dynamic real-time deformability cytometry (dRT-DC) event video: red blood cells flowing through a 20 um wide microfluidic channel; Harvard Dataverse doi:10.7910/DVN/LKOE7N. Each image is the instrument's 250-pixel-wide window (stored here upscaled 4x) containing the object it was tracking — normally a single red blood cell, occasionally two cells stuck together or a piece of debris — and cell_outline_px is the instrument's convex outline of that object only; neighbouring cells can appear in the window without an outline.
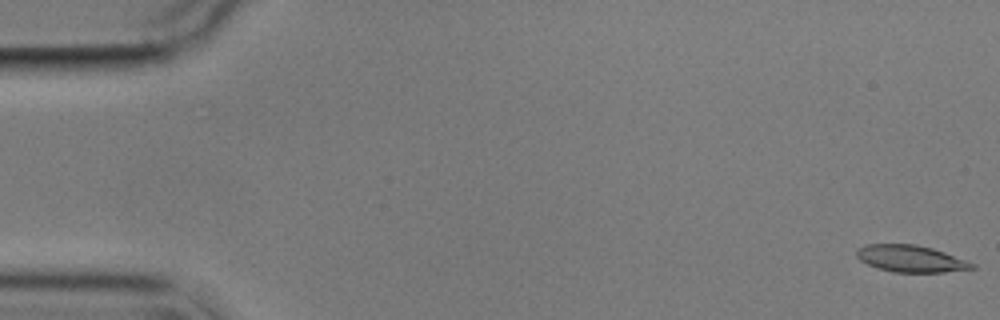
{"species": "common noctule bat (a hibernating species)", "species_latin": "Nyctalus noctula", "temperature_condition": "cold", "stored_images_in_passage": 5, "camera_frame_rate_fps": 3000, "um_per_image_px": 0.085, "animal": {"sex": "male", "body_mass_g": 17.9}, "frame": {"image": 1, "passage_image": 1, "time_ms": 0.0, "image_size_px": [1000, 320], "cell_outline_px": [[976, 268], [944, 272], [892, 272], [868, 264], [860, 260], [856, 256], [856, 248], [868, 244], [916, 244], [932, 248], [944, 252], [976, 264]], "centroid_in_image_um": [77.41, 21.98], "position_along_channel_um": 7.6, "area_um2": 17.98}}
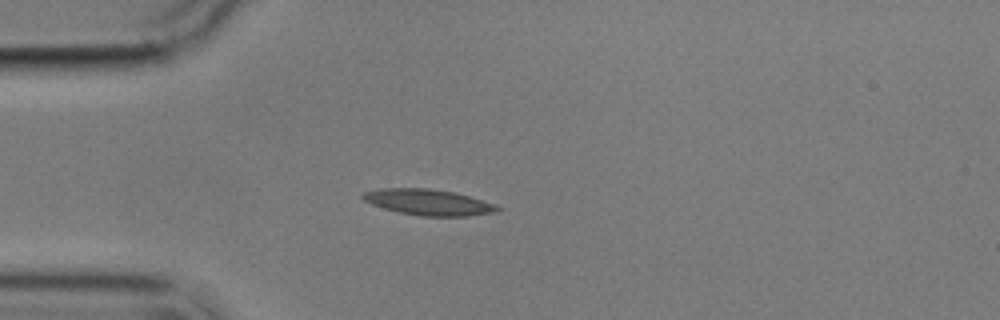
{"frame": {"image": 2, "passage_image": 5, "time_ms": 4.667, "image_size_px": [1000, 320], "cell_outline_px": [[504, 208], [496, 212], [468, 216], [420, 216], [400, 212], [384, 208], [372, 204], [364, 200], [360, 196], [364, 192], [380, 188], [428, 188], [456, 192]], "centroid_in_image_um": [36.4, 17.18], "position_along_channel_um": 48.6, "area_um2": 20.23}}